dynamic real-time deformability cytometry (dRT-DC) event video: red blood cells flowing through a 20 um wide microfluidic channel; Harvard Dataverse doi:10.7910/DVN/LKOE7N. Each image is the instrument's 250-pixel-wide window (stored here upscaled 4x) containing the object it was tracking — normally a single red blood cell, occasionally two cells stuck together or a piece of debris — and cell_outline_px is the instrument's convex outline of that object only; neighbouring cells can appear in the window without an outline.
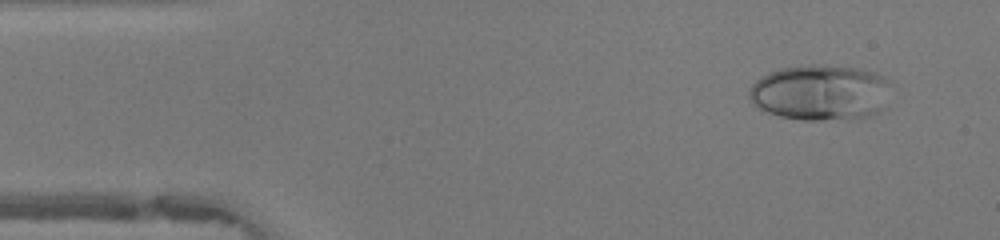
{"species": "human", "species_latin": "Homo sapiens", "temperature_condition": "warm", "stored_images_in_passage": 47, "camera_frame_rate_fps": 3000, "um_per_image_px": 0.085, "donor": {"sex": "female"}, "frame": {"image": 1, "passage_image": 4, "time_ms": 1.0, "image_size_px": [1000, 240], "cell_outline_px": [[888, 108], [880, 112], [868, 116], [844, 120], [804, 120], [780, 116], [756, 108], [748, 100], [748, 88], [760, 76], [768, 72], [780, 68], [804, 64], [820, 64], [860, 68], [876, 72], [884, 76], [888, 80]], "centroid_in_image_um": [69.73, 7.86], "position_along_channel_um": 15.3, "area_um2": 47.28}}
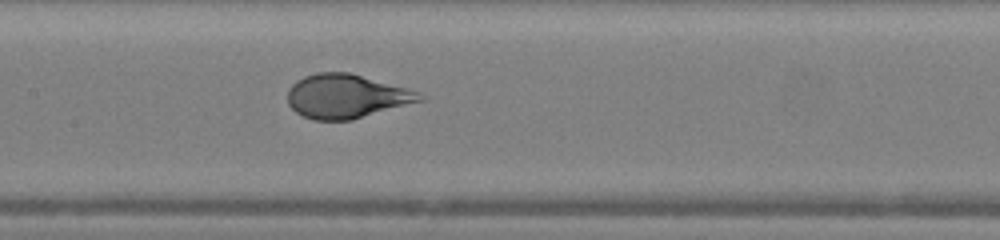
{"frame": {"image": 2, "passage_image": 22, "time_ms": 7.0, "image_size_px": [1000, 240], "cell_outline_px": [[424, 100], [352, 120], [312, 120], [296, 112], [288, 104], [288, 88], [296, 80], [304, 76], [316, 72], [348, 72], [408, 88], [420, 92], [424, 96]], "centroid_in_image_um": [29.43, 8.18], "position_along_channel_um": 178.0, "area_um2": 33.93}}
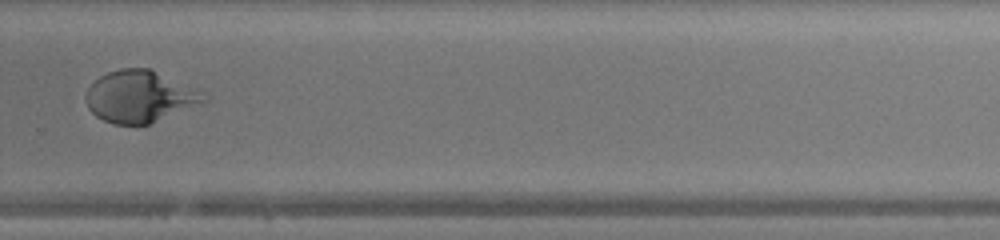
{"frame": {"image": 3, "passage_image": 32, "time_ms": 10.333, "image_size_px": [1000, 240], "cell_outline_px": [[208, 100], [148, 124], [112, 124], [96, 116], [88, 108], [84, 96], [88, 88], [100, 76], [108, 72], [120, 68], [148, 68], [208, 96]], "centroid_in_image_um": [11.8, 8.21], "position_along_channel_um": 318.0, "area_um2": 34.68}, "authors_computed_cell_mechanics": {"area_um2": 35.836, "velocity_mm_per_s": 4.2158, "shape_relaxation_time_tau1_ms": 4.734, "shape_relaxation_time_tau2_ms": null, "deformation_change_tau1": 0.2516, "deformation_change_tau2": null}}